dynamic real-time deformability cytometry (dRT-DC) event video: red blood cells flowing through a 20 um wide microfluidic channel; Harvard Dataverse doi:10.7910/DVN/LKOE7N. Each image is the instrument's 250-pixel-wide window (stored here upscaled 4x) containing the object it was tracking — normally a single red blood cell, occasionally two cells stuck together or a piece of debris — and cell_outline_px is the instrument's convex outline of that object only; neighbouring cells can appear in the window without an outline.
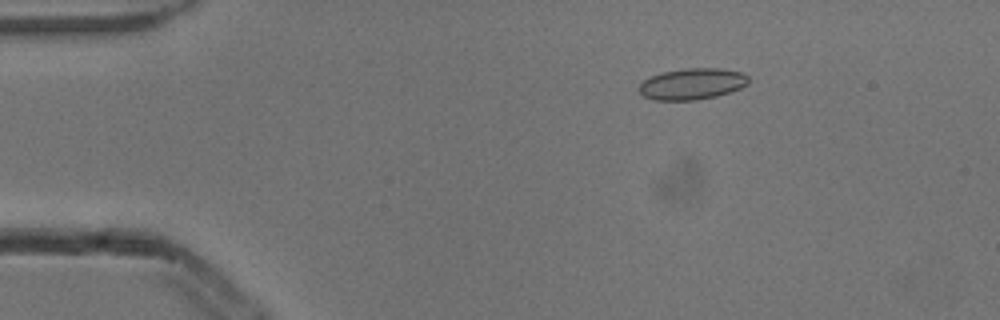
{"species": "common noctule bat (a hibernating species)", "species_latin": "Nyctalus noctula", "temperature_condition": "cold", "stored_images_in_passage": 6, "camera_frame_rate_fps": 3000, "um_per_image_px": 0.085, "animal": {"sex": "male", "body_mass_g": 13.3}, "frame": {"image": 1, "passage_image": 3, "time_ms": 0.667, "image_size_px": [1000, 320], "cell_outline_px": [[748, 84], [740, 88], [716, 96], [696, 100], [656, 100], [644, 96], [636, 88], [644, 80], [652, 76], [664, 72], [684, 68], [720, 68], [740, 72], [748, 76]], "centroid_in_image_um": [58.82, 7.13], "position_along_channel_um": 26.2, "area_um2": 19.83}}
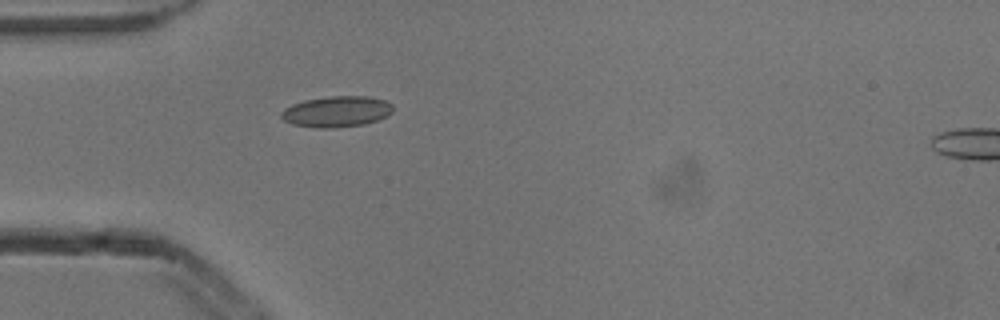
{"frame": {"image": 2, "passage_image": 5, "time_ms": 1.333, "image_size_px": [1000, 320], "cell_outline_px": [[392, 112], [388, 116], [364, 124], [332, 128], [316, 128], [292, 124], [284, 120], [280, 116], [280, 112], [284, 108], [292, 104], [304, 100], [328, 96], [368, 96], [384, 100], [392, 104]], "centroid_in_image_um": [28.59, 9.48], "position_along_channel_um": 56.4, "area_um2": 20.23}}